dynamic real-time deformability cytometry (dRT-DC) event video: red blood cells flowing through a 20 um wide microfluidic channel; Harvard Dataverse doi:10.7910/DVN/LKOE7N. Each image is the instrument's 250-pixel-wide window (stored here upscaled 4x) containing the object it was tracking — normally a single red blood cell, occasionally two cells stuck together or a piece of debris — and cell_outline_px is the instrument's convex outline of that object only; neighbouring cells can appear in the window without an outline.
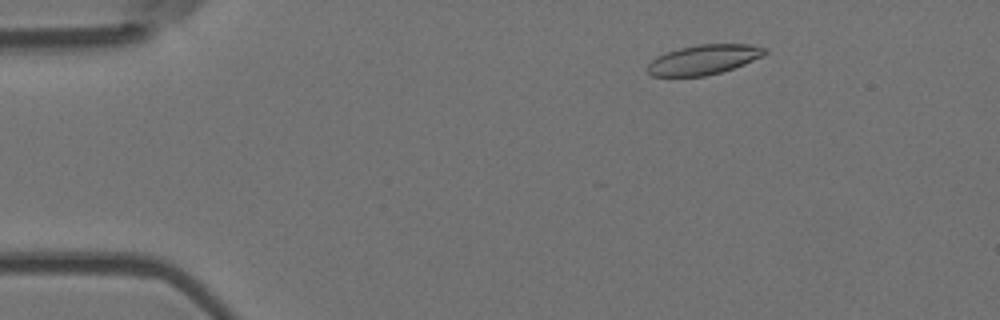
{"species": "Egyptian fruit bat (a non-hibernating species)", "species_latin": "Rousettus aegyptiacus", "temperature_condition": "room temperature", "stored_images_in_passage": 32, "camera_frame_rate_fps": 3000, "um_per_image_px": 0.085, "animal": {"sex": "female"}, "frame": {"image": 1, "passage_image": 4, "time_ms": 1.0, "image_size_px": [1000, 320], "cell_outline_px": [[768, 52], [764, 56], [744, 64], [720, 72], [704, 76], [652, 76], [644, 68], [656, 56], [680, 48], [700, 44], [748, 44], [768, 48]], "centroid_in_image_um": [59.82, 5.06], "position_along_channel_um": 25.2, "area_um2": 20.35}}
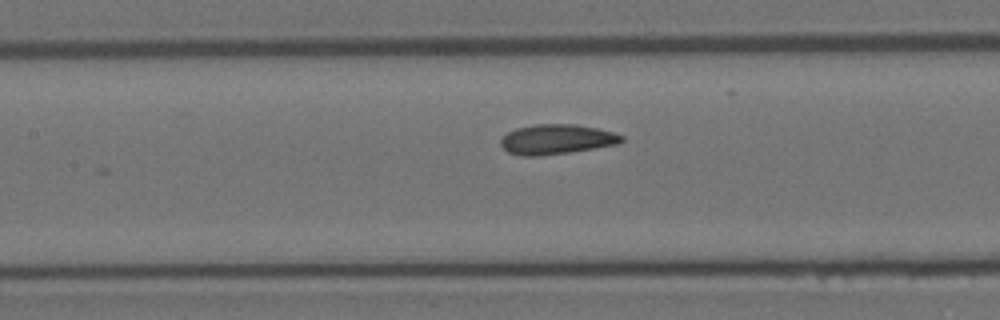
{"frame": {"image": 2, "passage_image": 21, "time_ms": 6.667, "image_size_px": [1000, 320], "cell_outline_px": [[624, 140], [620, 144], [568, 152], [536, 156], [520, 156], [508, 152], [500, 144], [500, 140], [508, 132], [516, 128], [536, 124], [576, 124], [596, 128], [612, 132], [624, 136]], "centroid_in_image_um": [47.31, 11.84], "position_along_channel_um": 160.1, "area_um2": 20.98}}
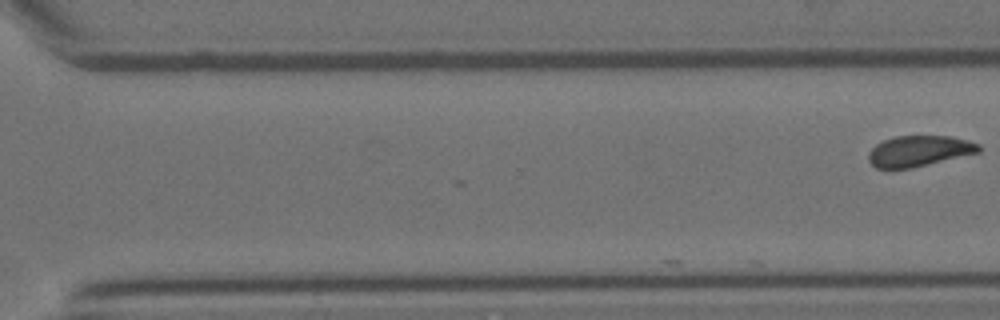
{"frame": {"image": 3, "passage_image": 32, "time_ms": 10.333, "image_size_px": [1000, 320], "cell_outline_px": [[980, 152], [908, 168], [876, 168], [868, 160], [868, 152], [876, 144], [884, 140], [896, 136], [952, 136], [968, 140], [980, 144]], "centroid_in_image_um": [78.11, 12.82], "position_along_channel_um": 292.5, "area_um2": 19.54}}